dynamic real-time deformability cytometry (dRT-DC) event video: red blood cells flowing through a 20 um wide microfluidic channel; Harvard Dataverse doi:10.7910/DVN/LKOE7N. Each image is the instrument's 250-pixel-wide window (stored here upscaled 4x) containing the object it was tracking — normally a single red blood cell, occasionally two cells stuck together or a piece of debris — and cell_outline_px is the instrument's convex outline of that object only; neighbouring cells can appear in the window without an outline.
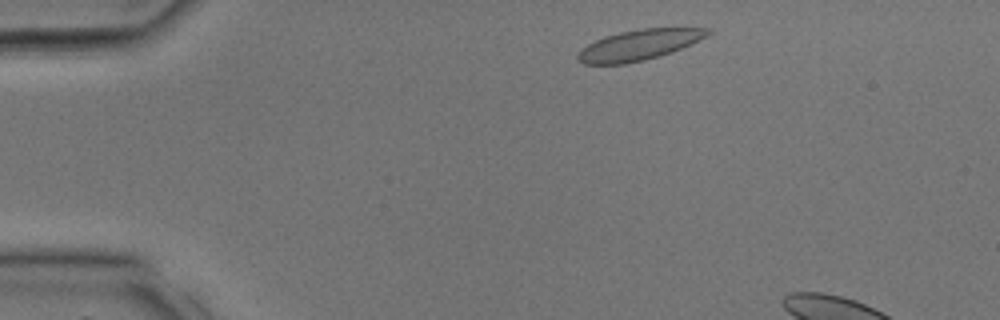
{"species": "common noctule bat (a hibernating species)", "species_latin": "Nyctalus noctula", "temperature_condition": "room temperature", "stored_images_in_passage": 6, "camera_frame_rate_fps": 3000, "um_per_image_px": 0.085, "animal": {"sex": "male", "body_mass_g": 17.9, "forearm_length_mm": 54.2}, "frame": {"image": 1, "passage_image": 2, "time_ms": 0.333, "image_size_px": [1000, 320], "cell_outline_px": [[712, 32], [708, 36], [672, 52], [660, 56], [644, 60], [624, 64], [584, 64], [576, 60], [576, 56], [588, 44], [604, 36], [620, 32], [640, 28], [712, 28]], "centroid_in_image_um": [54.33, 3.82], "position_along_channel_um": 30.7, "area_um2": 23.06}}